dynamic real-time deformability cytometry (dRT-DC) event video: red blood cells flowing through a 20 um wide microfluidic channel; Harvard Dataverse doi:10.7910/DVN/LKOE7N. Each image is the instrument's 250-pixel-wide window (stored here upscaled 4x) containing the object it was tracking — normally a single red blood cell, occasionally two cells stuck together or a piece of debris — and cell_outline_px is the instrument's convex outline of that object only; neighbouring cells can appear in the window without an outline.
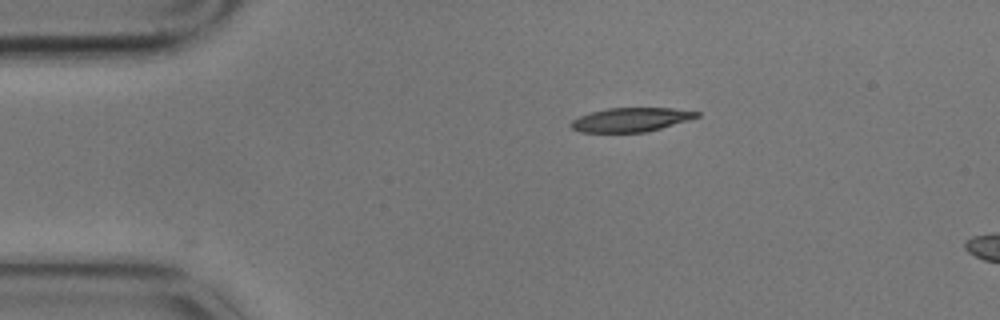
{"species": "common noctule bat (a hibernating species)", "species_latin": "Nyctalus noctula", "temperature_condition": "cold", "stored_images_in_passage": 3, "camera_frame_rate_fps": 3000, "um_per_image_px": 0.085, "animal": {"sex": "male", "body_mass_g": 17.9}, "frame": {"image": 1, "passage_image": 1, "time_ms": 0.0, "image_size_px": [1000, 320], "cell_outline_px": [[700, 116], [688, 120], [648, 132], [580, 132], [572, 128], [568, 124], [572, 120], [580, 116], [592, 112], [608, 108], [672, 108], [700, 112]], "centroid_in_image_um": [53.62, 10.17], "position_along_channel_um": 31.4, "area_um2": 17.51}}